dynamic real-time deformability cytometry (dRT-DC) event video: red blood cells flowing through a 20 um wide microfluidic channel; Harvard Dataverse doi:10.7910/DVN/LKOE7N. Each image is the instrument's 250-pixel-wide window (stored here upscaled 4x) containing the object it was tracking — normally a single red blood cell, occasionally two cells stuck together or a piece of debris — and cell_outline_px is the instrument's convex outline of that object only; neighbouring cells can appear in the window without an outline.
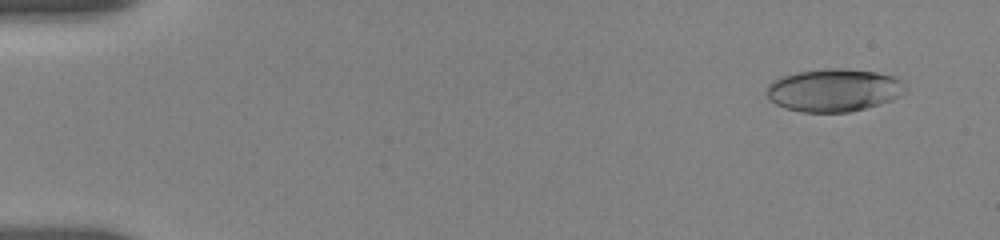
{"species": "human", "species_latin": "Homo sapiens", "temperature_condition": "room temperature", "stored_images_in_passage": 99, "camera_frame_rate_fps": 3000, "um_per_image_px": 0.085, "donor": {"sex": "female"}, "frame": {"image": 1, "passage_image": 6, "time_ms": 1.0, "image_size_px": [1000, 240], "cell_outline_px": [[908, 88], [892, 100], [880, 104], [848, 112], [800, 112], [784, 108], [776, 104], [768, 96], [768, 84], [784, 76], [796, 72], [828, 68], [840, 68], [876, 72], [896, 76], [904, 80], [908, 84]], "centroid_in_image_um": [70.94, 7.66], "position_along_channel_um": 14.1, "area_um2": 34.62}}
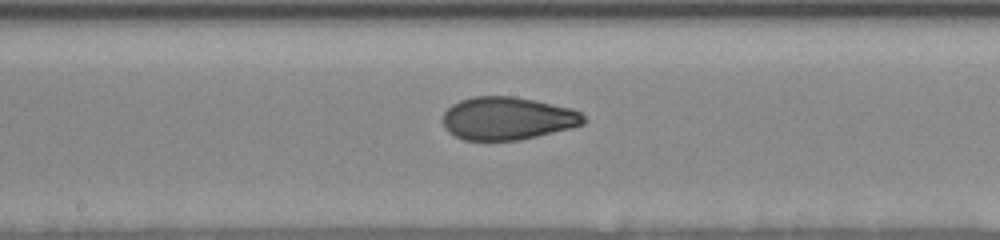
{"frame": {"image": 2, "passage_image": 56, "time_ms": 9.667, "image_size_px": [1000, 240], "cell_outline_px": [[588, 120], [584, 124], [572, 128], [520, 140], [464, 140], [448, 132], [444, 128], [444, 112], [452, 104], [460, 100], [472, 96], [516, 96], [536, 100], [572, 108], [580, 112]], "centroid_in_image_um": [43.17, 10.05], "position_along_channel_um": 205.0, "area_um2": 35.49}}
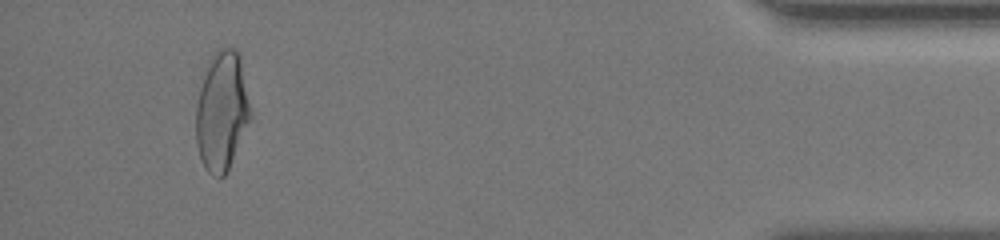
{"frame": {"image": 3, "passage_image": 98, "time_ms": 17.0, "image_size_px": [1000, 240], "cell_outline_px": [[252, 116], [228, 168], [224, 176], [220, 176], [208, 172], [204, 168], [200, 160], [196, 144], [196, 108], [200, 88], [208, 60], [216, 48], [236, 48], [240, 56], [252, 112]], "centroid_in_image_um": [18.85, 9.41], "position_along_channel_um": 416.3, "area_um2": 37.86}, "authors_computed_cell_mechanics": {"area_um2": 35.2002, "velocity_mm_per_s": 3.6845, "shape_relaxation_time_tau1_ms": 4.7296, "shape_relaxation_time_tau2_ms": 1.0778, "deformation_change_tau1": 0.178, "deformation_change_tau2": 0.0629}}